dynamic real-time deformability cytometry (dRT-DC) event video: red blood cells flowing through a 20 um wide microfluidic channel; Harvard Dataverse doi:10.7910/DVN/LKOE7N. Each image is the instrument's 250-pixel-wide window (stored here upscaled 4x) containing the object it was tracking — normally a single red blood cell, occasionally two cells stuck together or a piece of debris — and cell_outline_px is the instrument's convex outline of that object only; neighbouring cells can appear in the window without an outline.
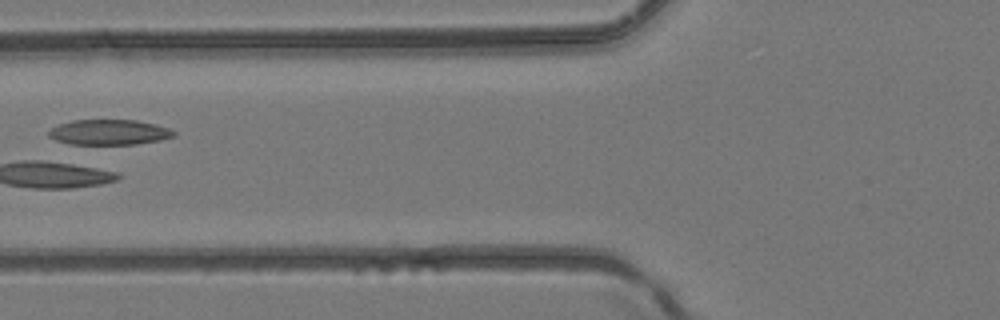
{"species": "common noctule bat (a hibernating species)", "species_latin": "Nyctalus noctula", "temperature_condition": "room temperature", "stored_images_in_passage": 4, "camera_frame_rate_fps": 3000, "um_per_image_px": 0.085, "animal": {"sex": "female", "body_mass_g": 24.6, "forearm_length_mm": 56.2}, "frame": {"image": 1, "passage_image": 4, "time_ms": 1.0, "image_size_px": [1000, 320], "cell_outline_px": [[176, 136], [160, 140], [136, 144], [68, 144], [56, 140], [48, 136], [48, 132], [52, 128], [60, 124], [72, 120], [136, 120], [156, 124], [168, 128], [176, 132]], "centroid_in_image_um": [9.29, 11.24], "position_along_channel_um": 116.5, "area_um2": 18.44}}